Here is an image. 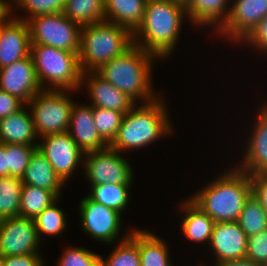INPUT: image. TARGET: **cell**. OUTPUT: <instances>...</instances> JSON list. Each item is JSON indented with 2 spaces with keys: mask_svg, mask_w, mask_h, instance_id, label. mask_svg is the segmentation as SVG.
<instances>
[{
  "mask_svg": "<svg viewBox=\"0 0 267 266\" xmlns=\"http://www.w3.org/2000/svg\"><path fill=\"white\" fill-rule=\"evenodd\" d=\"M22 186L18 177H0V220L20 216Z\"/></svg>",
  "mask_w": 267,
  "mask_h": 266,
  "instance_id": "obj_30",
  "label": "cell"
},
{
  "mask_svg": "<svg viewBox=\"0 0 267 266\" xmlns=\"http://www.w3.org/2000/svg\"><path fill=\"white\" fill-rule=\"evenodd\" d=\"M133 45V34L108 21L83 25L80 30L79 65L82 73L96 72Z\"/></svg>",
  "mask_w": 267,
  "mask_h": 266,
  "instance_id": "obj_5",
  "label": "cell"
},
{
  "mask_svg": "<svg viewBox=\"0 0 267 266\" xmlns=\"http://www.w3.org/2000/svg\"><path fill=\"white\" fill-rule=\"evenodd\" d=\"M36 77L43 90L44 82L52 84L47 90H78L81 87L82 71L78 54L42 44H31ZM54 86V88H53Z\"/></svg>",
  "mask_w": 267,
  "mask_h": 266,
  "instance_id": "obj_6",
  "label": "cell"
},
{
  "mask_svg": "<svg viewBox=\"0 0 267 266\" xmlns=\"http://www.w3.org/2000/svg\"><path fill=\"white\" fill-rule=\"evenodd\" d=\"M189 198L215 222H236L251 195L250 175L232 168Z\"/></svg>",
  "mask_w": 267,
  "mask_h": 266,
  "instance_id": "obj_2",
  "label": "cell"
},
{
  "mask_svg": "<svg viewBox=\"0 0 267 266\" xmlns=\"http://www.w3.org/2000/svg\"><path fill=\"white\" fill-rule=\"evenodd\" d=\"M182 207L181 209L186 214L181 223L182 233L186 236L185 238L195 241V243L207 241L209 243L215 221L189 198L186 202L182 203Z\"/></svg>",
  "mask_w": 267,
  "mask_h": 266,
  "instance_id": "obj_24",
  "label": "cell"
},
{
  "mask_svg": "<svg viewBox=\"0 0 267 266\" xmlns=\"http://www.w3.org/2000/svg\"><path fill=\"white\" fill-rule=\"evenodd\" d=\"M247 237L267 230V216L259 202L250 195L237 221Z\"/></svg>",
  "mask_w": 267,
  "mask_h": 266,
  "instance_id": "obj_31",
  "label": "cell"
},
{
  "mask_svg": "<svg viewBox=\"0 0 267 266\" xmlns=\"http://www.w3.org/2000/svg\"><path fill=\"white\" fill-rule=\"evenodd\" d=\"M122 238L114 251L104 259L100 256V266H141L138 249V230H131ZM104 259V260H103Z\"/></svg>",
  "mask_w": 267,
  "mask_h": 266,
  "instance_id": "obj_28",
  "label": "cell"
},
{
  "mask_svg": "<svg viewBox=\"0 0 267 266\" xmlns=\"http://www.w3.org/2000/svg\"><path fill=\"white\" fill-rule=\"evenodd\" d=\"M68 133L84 153L109 147L97 131L91 104L77 106L73 103Z\"/></svg>",
  "mask_w": 267,
  "mask_h": 266,
  "instance_id": "obj_17",
  "label": "cell"
},
{
  "mask_svg": "<svg viewBox=\"0 0 267 266\" xmlns=\"http://www.w3.org/2000/svg\"><path fill=\"white\" fill-rule=\"evenodd\" d=\"M43 261L39 254L6 256L0 258V266H44Z\"/></svg>",
  "mask_w": 267,
  "mask_h": 266,
  "instance_id": "obj_40",
  "label": "cell"
},
{
  "mask_svg": "<svg viewBox=\"0 0 267 266\" xmlns=\"http://www.w3.org/2000/svg\"><path fill=\"white\" fill-rule=\"evenodd\" d=\"M40 240L34 219L21 216L0 220V256L39 254Z\"/></svg>",
  "mask_w": 267,
  "mask_h": 266,
  "instance_id": "obj_10",
  "label": "cell"
},
{
  "mask_svg": "<svg viewBox=\"0 0 267 266\" xmlns=\"http://www.w3.org/2000/svg\"><path fill=\"white\" fill-rule=\"evenodd\" d=\"M228 3L229 0H189L185 8L188 19L195 25L198 24L197 27L209 25L219 29L228 18Z\"/></svg>",
  "mask_w": 267,
  "mask_h": 266,
  "instance_id": "obj_23",
  "label": "cell"
},
{
  "mask_svg": "<svg viewBox=\"0 0 267 266\" xmlns=\"http://www.w3.org/2000/svg\"><path fill=\"white\" fill-rule=\"evenodd\" d=\"M144 0H104L105 21L121 25L132 34L141 25Z\"/></svg>",
  "mask_w": 267,
  "mask_h": 266,
  "instance_id": "obj_22",
  "label": "cell"
},
{
  "mask_svg": "<svg viewBox=\"0 0 267 266\" xmlns=\"http://www.w3.org/2000/svg\"><path fill=\"white\" fill-rule=\"evenodd\" d=\"M66 0H16L13 4L24 8L30 15L21 20L27 21L29 18L38 15H47L62 12Z\"/></svg>",
  "mask_w": 267,
  "mask_h": 266,
  "instance_id": "obj_35",
  "label": "cell"
},
{
  "mask_svg": "<svg viewBox=\"0 0 267 266\" xmlns=\"http://www.w3.org/2000/svg\"><path fill=\"white\" fill-rule=\"evenodd\" d=\"M58 266H100V255L81 247L64 251Z\"/></svg>",
  "mask_w": 267,
  "mask_h": 266,
  "instance_id": "obj_36",
  "label": "cell"
},
{
  "mask_svg": "<svg viewBox=\"0 0 267 266\" xmlns=\"http://www.w3.org/2000/svg\"><path fill=\"white\" fill-rule=\"evenodd\" d=\"M124 115L120 111L93 107V117L97 131L109 145L116 138Z\"/></svg>",
  "mask_w": 267,
  "mask_h": 266,
  "instance_id": "obj_33",
  "label": "cell"
},
{
  "mask_svg": "<svg viewBox=\"0 0 267 266\" xmlns=\"http://www.w3.org/2000/svg\"><path fill=\"white\" fill-rule=\"evenodd\" d=\"M31 44H42L79 53L81 25L62 12L33 16L27 20Z\"/></svg>",
  "mask_w": 267,
  "mask_h": 266,
  "instance_id": "obj_8",
  "label": "cell"
},
{
  "mask_svg": "<svg viewBox=\"0 0 267 266\" xmlns=\"http://www.w3.org/2000/svg\"><path fill=\"white\" fill-rule=\"evenodd\" d=\"M57 199L59 198L50 190L23 184L20 198V216L35 219Z\"/></svg>",
  "mask_w": 267,
  "mask_h": 266,
  "instance_id": "obj_27",
  "label": "cell"
},
{
  "mask_svg": "<svg viewBox=\"0 0 267 266\" xmlns=\"http://www.w3.org/2000/svg\"><path fill=\"white\" fill-rule=\"evenodd\" d=\"M110 146L84 153V171L92 185L132 184L133 172L128 161Z\"/></svg>",
  "mask_w": 267,
  "mask_h": 266,
  "instance_id": "obj_9",
  "label": "cell"
},
{
  "mask_svg": "<svg viewBox=\"0 0 267 266\" xmlns=\"http://www.w3.org/2000/svg\"><path fill=\"white\" fill-rule=\"evenodd\" d=\"M73 101L64 90H41L27 105L37 136L68 132Z\"/></svg>",
  "mask_w": 267,
  "mask_h": 266,
  "instance_id": "obj_7",
  "label": "cell"
},
{
  "mask_svg": "<svg viewBox=\"0 0 267 266\" xmlns=\"http://www.w3.org/2000/svg\"><path fill=\"white\" fill-rule=\"evenodd\" d=\"M246 258L267 265V230L247 238Z\"/></svg>",
  "mask_w": 267,
  "mask_h": 266,
  "instance_id": "obj_37",
  "label": "cell"
},
{
  "mask_svg": "<svg viewBox=\"0 0 267 266\" xmlns=\"http://www.w3.org/2000/svg\"><path fill=\"white\" fill-rule=\"evenodd\" d=\"M165 106L160 97L138 108L134 106L125 113L118 134L109 146L121 153L147 146L160 136L170 134L173 126Z\"/></svg>",
  "mask_w": 267,
  "mask_h": 266,
  "instance_id": "obj_4",
  "label": "cell"
},
{
  "mask_svg": "<svg viewBox=\"0 0 267 266\" xmlns=\"http://www.w3.org/2000/svg\"><path fill=\"white\" fill-rule=\"evenodd\" d=\"M37 148L48 159L56 175L63 183L72 175L83 160L84 152L77 146L68 132L48 134Z\"/></svg>",
  "mask_w": 267,
  "mask_h": 266,
  "instance_id": "obj_11",
  "label": "cell"
},
{
  "mask_svg": "<svg viewBox=\"0 0 267 266\" xmlns=\"http://www.w3.org/2000/svg\"><path fill=\"white\" fill-rule=\"evenodd\" d=\"M258 111L257 121L254 123L253 134L246 145V153L240 164L241 171L249 175L267 173V104Z\"/></svg>",
  "mask_w": 267,
  "mask_h": 266,
  "instance_id": "obj_19",
  "label": "cell"
},
{
  "mask_svg": "<svg viewBox=\"0 0 267 266\" xmlns=\"http://www.w3.org/2000/svg\"><path fill=\"white\" fill-rule=\"evenodd\" d=\"M0 177H7L6 144L0 143Z\"/></svg>",
  "mask_w": 267,
  "mask_h": 266,
  "instance_id": "obj_44",
  "label": "cell"
},
{
  "mask_svg": "<svg viewBox=\"0 0 267 266\" xmlns=\"http://www.w3.org/2000/svg\"><path fill=\"white\" fill-rule=\"evenodd\" d=\"M79 210L81 226L91 237L107 244L115 242L121 230L119 212L95 202L89 196L81 200Z\"/></svg>",
  "mask_w": 267,
  "mask_h": 266,
  "instance_id": "obj_12",
  "label": "cell"
},
{
  "mask_svg": "<svg viewBox=\"0 0 267 266\" xmlns=\"http://www.w3.org/2000/svg\"><path fill=\"white\" fill-rule=\"evenodd\" d=\"M251 196H253L263 208L267 216V173L250 175Z\"/></svg>",
  "mask_w": 267,
  "mask_h": 266,
  "instance_id": "obj_38",
  "label": "cell"
},
{
  "mask_svg": "<svg viewBox=\"0 0 267 266\" xmlns=\"http://www.w3.org/2000/svg\"><path fill=\"white\" fill-rule=\"evenodd\" d=\"M267 52V16L263 18L243 42Z\"/></svg>",
  "mask_w": 267,
  "mask_h": 266,
  "instance_id": "obj_39",
  "label": "cell"
},
{
  "mask_svg": "<svg viewBox=\"0 0 267 266\" xmlns=\"http://www.w3.org/2000/svg\"><path fill=\"white\" fill-rule=\"evenodd\" d=\"M37 146L6 144L7 177L22 178Z\"/></svg>",
  "mask_w": 267,
  "mask_h": 266,
  "instance_id": "obj_34",
  "label": "cell"
},
{
  "mask_svg": "<svg viewBox=\"0 0 267 266\" xmlns=\"http://www.w3.org/2000/svg\"><path fill=\"white\" fill-rule=\"evenodd\" d=\"M145 3L154 2V1H162V0H144Z\"/></svg>",
  "mask_w": 267,
  "mask_h": 266,
  "instance_id": "obj_46",
  "label": "cell"
},
{
  "mask_svg": "<svg viewBox=\"0 0 267 266\" xmlns=\"http://www.w3.org/2000/svg\"><path fill=\"white\" fill-rule=\"evenodd\" d=\"M174 1L180 2L185 5L189 0H174Z\"/></svg>",
  "mask_w": 267,
  "mask_h": 266,
  "instance_id": "obj_45",
  "label": "cell"
},
{
  "mask_svg": "<svg viewBox=\"0 0 267 266\" xmlns=\"http://www.w3.org/2000/svg\"><path fill=\"white\" fill-rule=\"evenodd\" d=\"M9 2L0 0V26L4 25L6 22H8L10 19L13 18L12 16V6L8 4ZM11 8V9H10ZM11 13V14H10ZM9 15H11L9 17Z\"/></svg>",
  "mask_w": 267,
  "mask_h": 266,
  "instance_id": "obj_43",
  "label": "cell"
},
{
  "mask_svg": "<svg viewBox=\"0 0 267 266\" xmlns=\"http://www.w3.org/2000/svg\"><path fill=\"white\" fill-rule=\"evenodd\" d=\"M215 266H263L259 263H256L248 258L235 259V260H224L217 262Z\"/></svg>",
  "mask_w": 267,
  "mask_h": 266,
  "instance_id": "obj_42",
  "label": "cell"
},
{
  "mask_svg": "<svg viewBox=\"0 0 267 266\" xmlns=\"http://www.w3.org/2000/svg\"><path fill=\"white\" fill-rule=\"evenodd\" d=\"M24 106L17 97L0 89V120L16 113Z\"/></svg>",
  "mask_w": 267,
  "mask_h": 266,
  "instance_id": "obj_41",
  "label": "cell"
},
{
  "mask_svg": "<svg viewBox=\"0 0 267 266\" xmlns=\"http://www.w3.org/2000/svg\"><path fill=\"white\" fill-rule=\"evenodd\" d=\"M0 89L17 97L25 104L42 90L36 77L31 54L0 68Z\"/></svg>",
  "mask_w": 267,
  "mask_h": 266,
  "instance_id": "obj_14",
  "label": "cell"
},
{
  "mask_svg": "<svg viewBox=\"0 0 267 266\" xmlns=\"http://www.w3.org/2000/svg\"><path fill=\"white\" fill-rule=\"evenodd\" d=\"M58 199L50 206L46 207L35 219L34 223L37 229V235L40 240L42 234L58 235L63 233L66 227L64 212L57 207Z\"/></svg>",
  "mask_w": 267,
  "mask_h": 266,
  "instance_id": "obj_32",
  "label": "cell"
},
{
  "mask_svg": "<svg viewBox=\"0 0 267 266\" xmlns=\"http://www.w3.org/2000/svg\"><path fill=\"white\" fill-rule=\"evenodd\" d=\"M154 58L143 48L133 44L123 54L104 64L96 72L136 103H150L158 98L152 90L151 69ZM156 96V97H155Z\"/></svg>",
  "mask_w": 267,
  "mask_h": 266,
  "instance_id": "obj_3",
  "label": "cell"
},
{
  "mask_svg": "<svg viewBox=\"0 0 267 266\" xmlns=\"http://www.w3.org/2000/svg\"><path fill=\"white\" fill-rule=\"evenodd\" d=\"M88 196L95 202L111 208L121 214L129 201L131 184H100L92 185Z\"/></svg>",
  "mask_w": 267,
  "mask_h": 266,
  "instance_id": "obj_29",
  "label": "cell"
},
{
  "mask_svg": "<svg viewBox=\"0 0 267 266\" xmlns=\"http://www.w3.org/2000/svg\"><path fill=\"white\" fill-rule=\"evenodd\" d=\"M167 244L148 231L138 230V249L141 266H172Z\"/></svg>",
  "mask_w": 267,
  "mask_h": 266,
  "instance_id": "obj_25",
  "label": "cell"
},
{
  "mask_svg": "<svg viewBox=\"0 0 267 266\" xmlns=\"http://www.w3.org/2000/svg\"><path fill=\"white\" fill-rule=\"evenodd\" d=\"M267 16V0H234L225 23L217 30L222 37L242 42Z\"/></svg>",
  "mask_w": 267,
  "mask_h": 266,
  "instance_id": "obj_13",
  "label": "cell"
},
{
  "mask_svg": "<svg viewBox=\"0 0 267 266\" xmlns=\"http://www.w3.org/2000/svg\"><path fill=\"white\" fill-rule=\"evenodd\" d=\"M62 13L81 26L105 21L104 0H66Z\"/></svg>",
  "mask_w": 267,
  "mask_h": 266,
  "instance_id": "obj_26",
  "label": "cell"
},
{
  "mask_svg": "<svg viewBox=\"0 0 267 266\" xmlns=\"http://www.w3.org/2000/svg\"><path fill=\"white\" fill-rule=\"evenodd\" d=\"M83 82H86V86L89 88L88 92L92 100V107L116 110L125 114L136 105L131 98L101 77L97 72L82 73L81 86Z\"/></svg>",
  "mask_w": 267,
  "mask_h": 266,
  "instance_id": "obj_18",
  "label": "cell"
},
{
  "mask_svg": "<svg viewBox=\"0 0 267 266\" xmlns=\"http://www.w3.org/2000/svg\"><path fill=\"white\" fill-rule=\"evenodd\" d=\"M184 16H187L186 8L180 2L162 0L146 3L142 23L133 33V44L158 59L167 58L178 42Z\"/></svg>",
  "mask_w": 267,
  "mask_h": 266,
  "instance_id": "obj_1",
  "label": "cell"
},
{
  "mask_svg": "<svg viewBox=\"0 0 267 266\" xmlns=\"http://www.w3.org/2000/svg\"><path fill=\"white\" fill-rule=\"evenodd\" d=\"M247 235L236 222H215L210 239V247L216 262L246 257Z\"/></svg>",
  "mask_w": 267,
  "mask_h": 266,
  "instance_id": "obj_16",
  "label": "cell"
},
{
  "mask_svg": "<svg viewBox=\"0 0 267 266\" xmlns=\"http://www.w3.org/2000/svg\"><path fill=\"white\" fill-rule=\"evenodd\" d=\"M31 114L21 108L16 113L0 120V143L37 146V138Z\"/></svg>",
  "mask_w": 267,
  "mask_h": 266,
  "instance_id": "obj_20",
  "label": "cell"
},
{
  "mask_svg": "<svg viewBox=\"0 0 267 266\" xmlns=\"http://www.w3.org/2000/svg\"><path fill=\"white\" fill-rule=\"evenodd\" d=\"M21 180L23 184L50 190L58 198L61 193L60 190L64 184L56 175L51 163L38 148L32 154L30 163L26 167Z\"/></svg>",
  "mask_w": 267,
  "mask_h": 266,
  "instance_id": "obj_21",
  "label": "cell"
},
{
  "mask_svg": "<svg viewBox=\"0 0 267 266\" xmlns=\"http://www.w3.org/2000/svg\"><path fill=\"white\" fill-rule=\"evenodd\" d=\"M30 53L31 40L27 21L13 17L0 26V68L28 57Z\"/></svg>",
  "mask_w": 267,
  "mask_h": 266,
  "instance_id": "obj_15",
  "label": "cell"
}]
</instances>
